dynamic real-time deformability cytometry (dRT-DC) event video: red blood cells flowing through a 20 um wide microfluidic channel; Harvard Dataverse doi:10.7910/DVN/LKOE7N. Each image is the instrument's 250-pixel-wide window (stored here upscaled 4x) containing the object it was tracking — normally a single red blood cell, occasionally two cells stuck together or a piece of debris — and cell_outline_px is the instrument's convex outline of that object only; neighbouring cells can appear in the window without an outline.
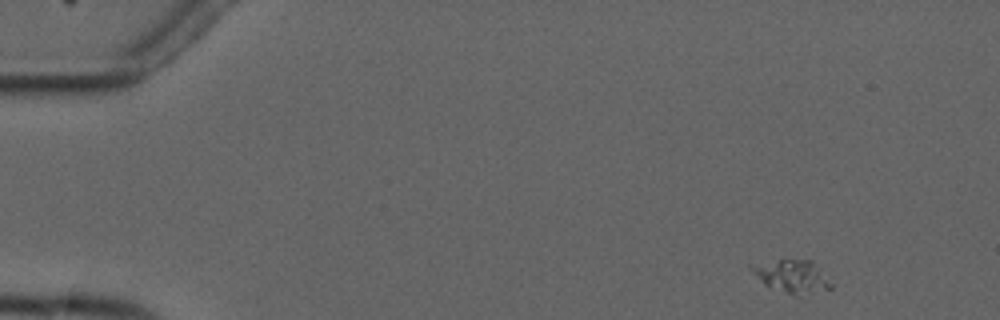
{"species": "common noctule bat (a hibernating species)", "species_latin": "Nyctalus noctula", "temperature_condition": "cold", "stored_images_in_passage": 4, "camera_frame_rate_fps": 3000, "um_per_image_px": 0.085, "animal": {"sex": "male", "forearm_length_mm": 52.5}, "frame": {"image": 1, "passage_image": 1, "time_ms": 0.0, "image_size_px": [1000, 320], "cell_outline_px": [[832, 288], [792, 296], [764, 284], [748, 268], [748, 264], [780, 260], [812, 260], [832, 284]], "centroid_in_image_um": [67.27, 23.48], "position_along_channel_um": 17.7, "area_um2": 14.97}}